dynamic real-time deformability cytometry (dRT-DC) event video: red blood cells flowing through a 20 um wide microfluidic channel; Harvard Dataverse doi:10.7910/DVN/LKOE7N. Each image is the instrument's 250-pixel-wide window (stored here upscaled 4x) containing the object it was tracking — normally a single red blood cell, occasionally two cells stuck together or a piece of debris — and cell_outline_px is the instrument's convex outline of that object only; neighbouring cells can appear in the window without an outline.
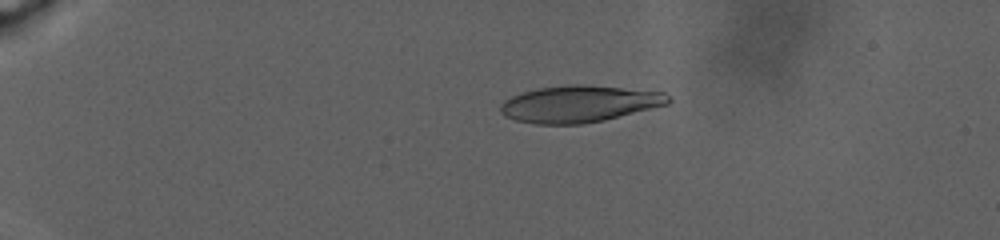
{"species": "human", "species_latin": "Homo sapiens", "temperature_condition": "warm", "stored_images_in_passage": 81, "camera_frame_rate_fps": 3000, "um_per_image_px": 0.085, "donor": {"sex": "male"}, "frame": {"image": 1, "passage_image": 20, "time_ms": 8.0, "image_size_px": [1000, 240], "cell_outline_px": [[672, 100], [668, 104], [604, 120], [580, 124], [536, 124], [516, 120], [504, 116], [500, 112], [500, 104], [504, 100], [520, 92], [536, 88], [568, 84], [588, 84], [664, 92]], "centroid_in_image_um": [49.2, 8.81], "position_along_channel_um": 35.8, "area_um2": 36.13}}
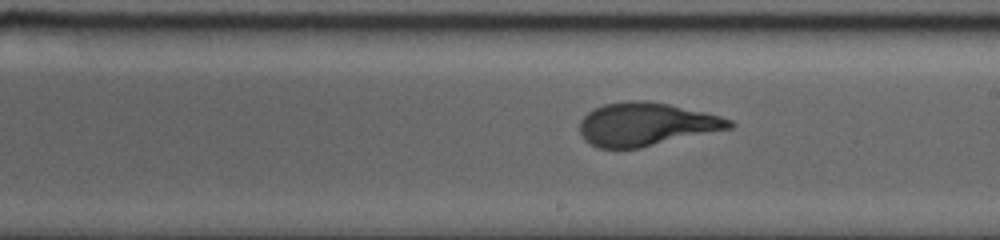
{"frame": {"image": 2, "passage_image": 55, "time_ms": 21.0, "image_size_px": [1000, 240], "cell_outline_px": [[736, 124], [732, 128], [640, 148], [600, 148], [584, 140], [580, 132], [580, 120], [592, 108], [604, 104], [628, 100], [648, 100], [668, 104], [704, 112], [720, 116], [732, 120]], "centroid_in_image_um": [54.92, 10.55], "position_along_channel_um": 234.1, "area_um2": 37.74}}
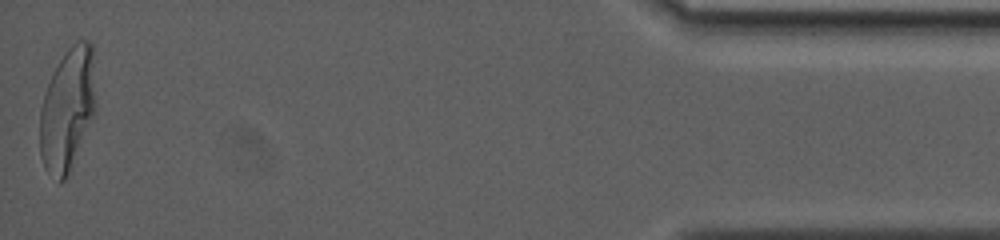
{"frame": {"image": 3, "passage_image": 81, "time_ms": 33.0, "image_size_px": [1000, 240], "cell_outline_px": [[96, 112], [68, 172], [64, 180], [60, 184], [44, 168], [40, 156], [40, 108], [44, 92], [60, 60], [68, 48], [76, 40], [88, 40], [92, 44], [96, 104]], "centroid_in_image_um": [5.74, 9.29], "position_along_channel_um": 429.5, "area_um2": 39.94}, "authors_computed_cell_mechanics": {"area_um2": 37.3966, "velocity_mm_per_s": 2.2149, "shape_relaxation_time_tau1_ms": 8.4752, "shape_relaxation_time_tau2_ms": null, "deformation_change_tau1": 0.2836, "deformation_change_tau2": null}}